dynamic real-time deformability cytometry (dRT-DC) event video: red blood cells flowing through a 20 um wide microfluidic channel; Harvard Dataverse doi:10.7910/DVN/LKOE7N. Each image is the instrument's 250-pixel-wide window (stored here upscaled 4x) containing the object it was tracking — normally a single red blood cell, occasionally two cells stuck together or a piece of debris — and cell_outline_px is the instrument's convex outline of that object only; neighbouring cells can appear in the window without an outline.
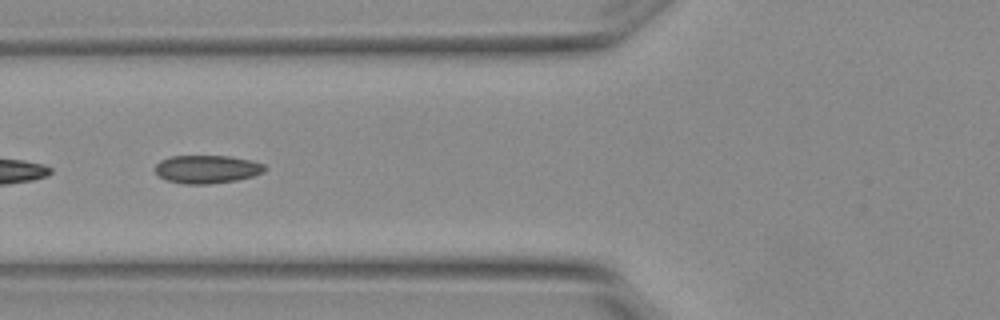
{"species": "Egyptian fruit bat (a non-hibernating species)", "species_latin": "Rousettus aegyptiacus", "temperature_condition": "warm", "stored_images_in_passage": 6, "segment_of_instrument_passage": [2, 2], "camera_frame_rate_fps": 3000, "um_per_image_px": 0.085, "animal": {"sex": "female"}, "frame": {"image": 1, "passage_image": 6, "time_ms": 1.667, "image_size_px": [1000, 320], "cell_outline_px": [[264, 172], [252, 176], [236, 180], [208, 184], [184, 184], [168, 180], [160, 176], [156, 172], [156, 164], [160, 160], [172, 156], [228, 156], [252, 160], [264, 164]], "centroid_in_image_um": [17.6, 14.38], "position_along_channel_um": 108.2, "area_um2": 17.8}}